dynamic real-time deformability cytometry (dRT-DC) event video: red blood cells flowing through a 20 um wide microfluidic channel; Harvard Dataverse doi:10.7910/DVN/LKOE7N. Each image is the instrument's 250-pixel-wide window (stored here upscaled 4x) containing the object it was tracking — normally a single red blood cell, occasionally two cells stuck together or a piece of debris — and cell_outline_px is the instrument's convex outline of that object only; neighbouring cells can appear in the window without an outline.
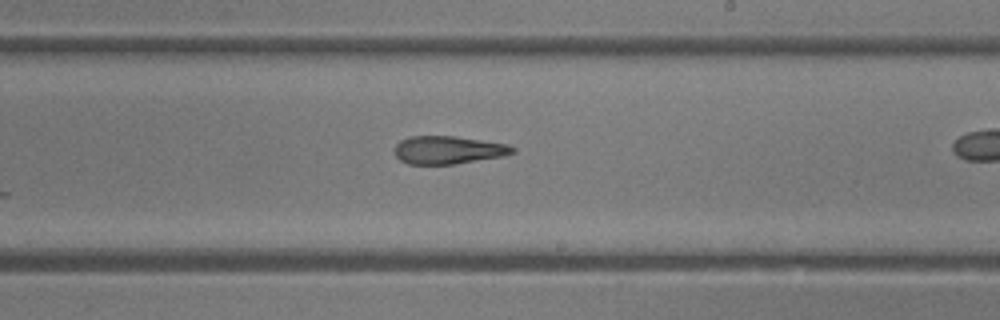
{"species": "common noctule bat (a hibernating species)", "species_latin": "Nyctalus noctula", "temperature_condition": "room temperature", "stored_images_in_passage": 25, "camera_frame_rate_fps": 3000, "um_per_image_px": 0.085, "animal": {"sex": "female"}, "frame": {"image": 1, "passage_image": 21, "time_ms": 6.667, "image_size_px": [1000, 320], "cell_outline_px": [[516, 152], [504, 156], [456, 164], [408, 164], [400, 160], [396, 156], [396, 144], [400, 140], [408, 136], [456, 136], [508, 144], [516, 148]], "centroid_in_image_um": [38.13, 12.74], "position_along_channel_um": 250.9, "area_um2": 19.36}}
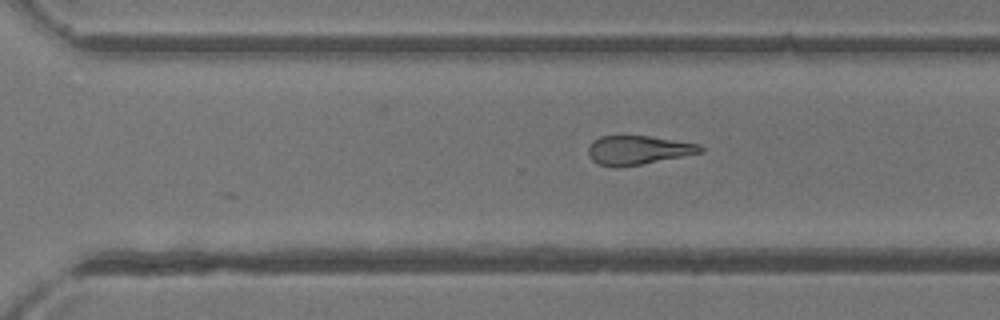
{"frame": {"image": 2, "passage_image": 25, "time_ms": 8.0, "image_size_px": [1000, 320], "cell_outline_px": [[704, 152], [640, 164], [600, 164], [592, 160], [588, 156], [588, 148], [592, 140], [600, 136], [648, 136], [700, 144], [704, 148]], "centroid_in_image_um": [54.27, 12.71], "position_along_channel_um": 316.3, "area_um2": 18.26}}